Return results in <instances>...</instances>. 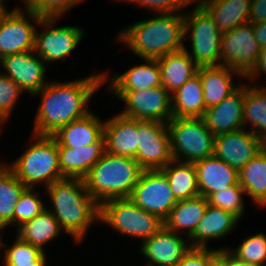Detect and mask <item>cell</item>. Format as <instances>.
Returning a JSON list of instances; mask_svg holds the SVG:
<instances>
[{"mask_svg": "<svg viewBox=\"0 0 266 266\" xmlns=\"http://www.w3.org/2000/svg\"><path fill=\"white\" fill-rule=\"evenodd\" d=\"M219 104L207 108L201 117L214 136L236 131L243 127L245 83Z\"/></svg>", "mask_w": 266, "mask_h": 266, "instance_id": "ac0fdd59", "label": "cell"}, {"mask_svg": "<svg viewBox=\"0 0 266 266\" xmlns=\"http://www.w3.org/2000/svg\"><path fill=\"white\" fill-rule=\"evenodd\" d=\"M251 126L250 130L259 138L266 136V88L250 86L245 83V99L243 127Z\"/></svg>", "mask_w": 266, "mask_h": 266, "instance_id": "836d02e7", "label": "cell"}, {"mask_svg": "<svg viewBox=\"0 0 266 266\" xmlns=\"http://www.w3.org/2000/svg\"><path fill=\"white\" fill-rule=\"evenodd\" d=\"M174 160L194 163L214 155L215 136L202 118H175L168 122Z\"/></svg>", "mask_w": 266, "mask_h": 266, "instance_id": "52a82bcc", "label": "cell"}, {"mask_svg": "<svg viewBox=\"0 0 266 266\" xmlns=\"http://www.w3.org/2000/svg\"><path fill=\"white\" fill-rule=\"evenodd\" d=\"M217 256L216 248H191L176 266H208Z\"/></svg>", "mask_w": 266, "mask_h": 266, "instance_id": "60d3db41", "label": "cell"}, {"mask_svg": "<svg viewBox=\"0 0 266 266\" xmlns=\"http://www.w3.org/2000/svg\"><path fill=\"white\" fill-rule=\"evenodd\" d=\"M161 84L172 95L197 74L198 65L185 49L157 58Z\"/></svg>", "mask_w": 266, "mask_h": 266, "instance_id": "d4e9b609", "label": "cell"}, {"mask_svg": "<svg viewBox=\"0 0 266 266\" xmlns=\"http://www.w3.org/2000/svg\"><path fill=\"white\" fill-rule=\"evenodd\" d=\"M84 0H44L35 10L41 17H61Z\"/></svg>", "mask_w": 266, "mask_h": 266, "instance_id": "b9f144b4", "label": "cell"}, {"mask_svg": "<svg viewBox=\"0 0 266 266\" xmlns=\"http://www.w3.org/2000/svg\"><path fill=\"white\" fill-rule=\"evenodd\" d=\"M142 60L144 64L132 66L124 73L113 75L107 86L109 91L146 90L162 85L157 59Z\"/></svg>", "mask_w": 266, "mask_h": 266, "instance_id": "484cf974", "label": "cell"}, {"mask_svg": "<svg viewBox=\"0 0 266 266\" xmlns=\"http://www.w3.org/2000/svg\"><path fill=\"white\" fill-rule=\"evenodd\" d=\"M34 140L25 152L7 166L26 186L35 188L37 184L48 187L64 179L60 170L57 142L49 135L32 134Z\"/></svg>", "mask_w": 266, "mask_h": 266, "instance_id": "5b68a950", "label": "cell"}, {"mask_svg": "<svg viewBox=\"0 0 266 266\" xmlns=\"http://www.w3.org/2000/svg\"><path fill=\"white\" fill-rule=\"evenodd\" d=\"M116 1L118 2V0H116ZM119 1L126 3L128 0H119Z\"/></svg>", "mask_w": 266, "mask_h": 266, "instance_id": "f5cc1de1", "label": "cell"}, {"mask_svg": "<svg viewBox=\"0 0 266 266\" xmlns=\"http://www.w3.org/2000/svg\"><path fill=\"white\" fill-rule=\"evenodd\" d=\"M3 124H5V122L0 118V132H1V126L3 125Z\"/></svg>", "mask_w": 266, "mask_h": 266, "instance_id": "816d5d0a", "label": "cell"}, {"mask_svg": "<svg viewBox=\"0 0 266 266\" xmlns=\"http://www.w3.org/2000/svg\"><path fill=\"white\" fill-rule=\"evenodd\" d=\"M140 253L148 259L146 266H176L191 249L190 243L165 226L141 241Z\"/></svg>", "mask_w": 266, "mask_h": 266, "instance_id": "2e32d148", "label": "cell"}, {"mask_svg": "<svg viewBox=\"0 0 266 266\" xmlns=\"http://www.w3.org/2000/svg\"><path fill=\"white\" fill-rule=\"evenodd\" d=\"M143 170L134 158L105 151L83 180L88 194L101 205L111 199L129 198Z\"/></svg>", "mask_w": 266, "mask_h": 266, "instance_id": "277c9868", "label": "cell"}, {"mask_svg": "<svg viewBox=\"0 0 266 266\" xmlns=\"http://www.w3.org/2000/svg\"><path fill=\"white\" fill-rule=\"evenodd\" d=\"M239 220L231 212L208 204L203 218L198 222L193 233L187 238L191 248L208 249L209 240H217L229 235L238 225Z\"/></svg>", "mask_w": 266, "mask_h": 266, "instance_id": "44dd1931", "label": "cell"}, {"mask_svg": "<svg viewBox=\"0 0 266 266\" xmlns=\"http://www.w3.org/2000/svg\"><path fill=\"white\" fill-rule=\"evenodd\" d=\"M44 0H22L25 11H35Z\"/></svg>", "mask_w": 266, "mask_h": 266, "instance_id": "7dc6e473", "label": "cell"}, {"mask_svg": "<svg viewBox=\"0 0 266 266\" xmlns=\"http://www.w3.org/2000/svg\"><path fill=\"white\" fill-rule=\"evenodd\" d=\"M230 251L246 262L266 266V234L263 232L252 234Z\"/></svg>", "mask_w": 266, "mask_h": 266, "instance_id": "74e56055", "label": "cell"}, {"mask_svg": "<svg viewBox=\"0 0 266 266\" xmlns=\"http://www.w3.org/2000/svg\"><path fill=\"white\" fill-rule=\"evenodd\" d=\"M253 33L259 47L266 46V22L254 23Z\"/></svg>", "mask_w": 266, "mask_h": 266, "instance_id": "bcb514c9", "label": "cell"}, {"mask_svg": "<svg viewBox=\"0 0 266 266\" xmlns=\"http://www.w3.org/2000/svg\"><path fill=\"white\" fill-rule=\"evenodd\" d=\"M197 73L202 83L206 109L219 104L239 87L233 81L234 76L244 79L239 72L225 65L201 66Z\"/></svg>", "mask_w": 266, "mask_h": 266, "instance_id": "cb8c5ba5", "label": "cell"}, {"mask_svg": "<svg viewBox=\"0 0 266 266\" xmlns=\"http://www.w3.org/2000/svg\"><path fill=\"white\" fill-rule=\"evenodd\" d=\"M205 110L203 87L197 73L172 94V117L201 118Z\"/></svg>", "mask_w": 266, "mask_h": 266, "instance_id": "f1b7e54d", "label": "cell"}, {"mask_svg": "<svg viewBox=\"0 0 266 266\" xmlns=\"http://www.w3.org/2000/svg\"><path fill=\"white\" fill-rule=\"evenodd\" d=\"M244 195H247L246 191L238 184L225 190L211 193L207 200L209 205L231 212L240 219L245 214Z\"/></svg>", "mask_w": 266, "mask_h": 266, "instance_id": "d590c367", "label": "cell"}, {"mask_svg": "<svg viewBox=\"0 0 266 266\" xmlns=\"http://www.w3.org/2000/svg\"><path fill=\"white\" fill-rule=\"evenodd\" d=\"M59 19L60 17H42L38 25L44 30L36 28L34 51L47 65L66 60L84 36L81 27L70 25L55 27L54 24Z\"/></svg>", "mask_w": 266, "mask_h": 266, "instance_id": "9c48e42d", "label": "cell"}, {"mask_svg": "<svg viewBox=\"0 0 266 266\" xmlns=\"http://www.w3.org/2000/svg\"><path fill=\"white\" fill-rule=\"evenodd\" d=\"M156 15L128 25L116 37L118 43L126 45L140 59H157L184 49V13Z\"/></svg>", "mask_w": 266, "mask_h": 266, "instance_id": "7a4b0ae2", "label": "cell"}, {"mask_svg": "<svg viewBox=\"0 0 266 266\" xmlns=\"http://www.w3.org/2000/svg\"><path fill=\"white\" fill-rule=\"evenodd\" d=\"M196 0H128L127 3L135 4L138 7L142 6L153 13H176L185 12L186 6H191Z\"/></svg>", "mask_w": 266, "mask_h": 266, "instance_id": "ab89813d", "label": "cell"}, {"mask_svg": "<svg viewBox=\"0 0 266 266\" xmlns=\"http://www.w3.org/2000/svg\"><path fill=\"white\" fill-rule=\"evenodd\" d=\"M261 73L266 74V46L260 48V52L253 70L244 78V80L258 79Z\"/></svg>", "mask_w": 266, "mask_h": 266, "instance_id": "f6af8a7d", "label": "cell"}, {"mask_svg": "<svg viewBox=\"0 0 266 266\" xmlns=\"http://www.w3.org/2000/svg\"><path fill=\"white\" fill-rule=\"evenodd\" d=\"M105 152L104 136L94 144L77 148L58 146L60 170L64 178L83 179Z\"/></svg>", "mask_w": 266, "mask_h": 266, "instance_id": "603a6c76", "label": "cell"}, {"mask_svg": "<svg viewBox=\"0 0 266 266\" xmlns=\"http://www.w3.org/2000/svg\"><path fill=\"white\" fill-rule=\"evenodd\" d=\"M53 208L46 207L73 241L85 238L91 224L97 223L100 205L91 197L83 179L64 178L46 187Z\"/></svg>", "mask_w": 266, "mask_h": 266, "instance_id": "3957f363", "label": "cell"}, {"mask_svg": "<svg viewBox=\"0 0 266 266\" xmlns=\"http://www.w3.org/2000/svg\"><path fill=\"white\" fill-rule=\"evenodd\" d=\"M145 211L165 220L178 202L166 175L160 170H143L129 197Z\"/></svg>", "mask_w": 266, "mask_h": 266, "instance_id": "4fadbf2b", "label": "cell"}, {"mask_svg": "<svg viewBox=\"0 0 266 266\" xmlns=\"http://www.w3.org/2000/svg\"><path fill=\"white\" fill-rule=\"evenodd\" d=\"M260 152V138L245 128L215 136L214 155L240 171Z\"/></svg>", "mask_w": 266, "mask_h": 266, "instance_id": "e0dca14e", "label": "cell"}, {"mask_svg": "<svg viewBox=\"0 0 266 266\" xmlns=\"http://www.w3.org/2000/svg\"><path fill=\"white\" fill-rule=\"evenodd\" d=\"M99 221L122 235L142 241L164 227V220L137 206L129 198L111 199L100 205Z\"/></svg>", "mask_w": 266, "mask_h": 266, "instance_id": "8992f818", "label": "cell"}, {"mask_svg": "<svg viewBox=\"0 0 266 266\" xmlns=\"http://www.w3.org/2000/svg\"><path fill=\"white\" fill-rule=\"evenodd\" d=\"M35 189L36 188L27 187L15 204L13 225H16L17 228L46 209L45 206L47 205L42 202L43 200H41L38 193L35 192Z\"/></svg>", "mask_w": 266, "mask_h": 266, "instance_id": "8d00e7d4", "label": "cell"}, {"mask_svg": "<svg viewBox=\"0 0 266 266\" xmlns=\"http://www.w3.org/2000/svg\"><path fill=\"white\" fill-rule=\"evenodd\" d=\"M239 184L258 207L266 206V157L261 152L239 171Z\"/></svg>", "mask_w": 266, "mask_h": 266, "instance_id": "d6a6232c", "label": "cell"}, {"mask_svg": "<svg viewBox=\"0 0 266 266\" xmlns=\"http://www.w3.org/2000/svg\"><path fill=\"white\" fill-rule=\"evenodd\" d=\"M89 112L82 118L73 120L69 124L59 128L51 135L57 142V146L77 148L97 143L104 136L105 120Z\"/></svg>", "mask_w": 266, "mask_h": 266, "instance_id": "7402d4cb", "label": "cell"}, {"mask_svg": "<svg viewBox=\"0 0 266 266\" xmlns=\"http://www.w3.org/2000/svg\"><path fill=\"white\" fill-rule=\"evenodd\" d=\"M217 250H218V255L225 261L226 266H263L239 259L227 247L217 248Z\"/></svg>", "mask_w": 266, "mask_h": 266, "instance_id": "ee69618b", "label": "cell"}, {"mask_svg": "<svg viewBox=\"0 0 266 266\" xmlns=\"http://www.w3.org/2000/svg\"><path fill=\"white\" fill-rule=\"evenodd\" d=\"M134 159L144 170L162 169L174 160L167 123L138 120V148Z\"/></svg>", "mask_w": 266, "mask_h": 266, "instance_id": "7c38bea8", "label": "cell"}, {"mask_svg": "<svg viewBox=\"0 0 266 266\" xmlns=\"http://www.w3.org/2000/svg\"><path fill=\"white\" fill-rule=\"evenodd\" d=\"M260 152L266 157V136L260 138Z\"/></svg>", "mask_w": 266, "mask_h": 266, "instance_id": "f907efd6", "label": "cell"}, {"mask_svg": "<svg viewBox=\"0 0 266 266\" xmlns=\"http://www.w3.org/2000/svg\"><path fill=\"white\" fill-rule=\"evenodd\" d=\"M195 3L191 12L184 13L185 39L191 37V50L184 49L199 67L218 66L222 33L208 12Z\"/></svg>", "mask_w": 266, "mask_h": 266, "instance_id": "ba28073f", "label": "cell"}, {"mask_svg": "<svg viewBox=\"0 0 266 266\" xmlns=\"http://www.w3.org/2000/svg\"><path fill=\"white\" fill-rule=\"evenodd\" d=\"M41 18L37 12L17 6L5 16L0 22V60L7 55L34 50L35 32Z\"/></svg>", "mask_w": 266, "mask_h": 266, "instance_id": "5bb4252c", "label": "cell"}, {"mask_svg": "<svg viewBox=\"0 0 266 266\" xmlns=\"http://www.w3.org/2000/svg\"><path fill=\"white\" fill-rule=\"evenodd\" d=\"M6 0H0V22L5 18V16L11 11L7 10V6H5L4 2Z\"/></svg>", "mask_w": 266, "mask_h": 266, "instance_id": "c3c4849f", "label": "cell"}, {"mask_svg": "<svg viewBox=\"0 0 266 266\" xmlns=\"http://www.w3.org/2000/svg\"><path fill=\"white\" fill-rule=\"evenodd\" d=\"M208 266H226L225 261L218 255Z\"/></svg>", "mask_w": 266, "mask_h": 266, "instance_id": "681fc988", "label": "cell"}, {"mask_svg": "<svg viewBox=\"0 0 266 266\" xmlns=\"http://www.w3.org/2000/svg\"><path fill=\"white\" fill-rule=\"evenodd\" d=\"M17 236L45 252L44 246L64 231L54 215L46 208L17 229Z\"/></svg>", "mask_w": 266, "mask_h": 266, "instance_id": "f546056e", "label": "cell"}, {"mask_svg": "<svg viewBox=\"0 0 266 266\" xmlns=\"http://www.w3.org/2000/svg\"><path fill=\"white\" fill-rule=\"evenodd\" d=\"M2 233L0 236V253L3 250L4 266H48L46 252H42L39 248L21 240L18 236L11 247H7L3 243Z\"/></svg>", "mask_w": 266, "mask_h": 266, "instance_id": "e575fe53", "label": "cell"}, {"mask_svg": "<svg viewBox=\"0 0 266 266\" xmlns=\"http://www.w3.org/2000/svg\"><path fill=\"white\" fill-rule=\"evenodd\" d=\"M259 52L252 23L247 22L222 34L220 65L228 66L244 78L253 70Z\"/></svg>", "mask_w": 266, "mask_h": 266, "instance_id": "8fae6325", "label": "cell"}, {"mask_svg": "<svg viewBox=\"0 0 266 266\" xmlns=\"http://www.w3.org/2000/svg\"><path fill=\"white\" fill-rule=\"evenodd\" d=\"M200 195L222 191L239 184V171L215 155L194 162Z\"/></svg>", "mask_w": 266, "mask_h": 266, "instance_id": "ffe728a7", "label": "cell"}, {"mask_svg": "<svg viewBox=\"0 0 266 266\" xmlns=\"http://www.w3.org/2000/svg\"><path fill=\"white\" fill-rule=\"evenodd\" d=\"M160 170L166 175L177 201L200 195L194 163L173 160Z\"/></svg>", "mask_w": 266, "mask_h": 266, "instance_id": "4dcf8cb0", "label": "cell"}, {"mask_svg": "<svg viewBox=\"0 0 266 266\" xmlns=\"http://www.w3.org/2000/svg\"><path fill=\"white\" fill-rule=\"evenodd\" d=\"M248 22H266V0H251Z\"/></svg>", "mask_w": 266, "mask_h": 266, "instance_id": "7bdbcfd3", "label": "cell"}, {"mask_svg": "<svg viewBox=\"0 0 266 266\" xmlns=\"http://www.w3.org/2000/svg\"><path fill=\"white\" fill-rule=\"evenodd\" d=\"M213 18L219 31L227 33L249 19L251 0H196Z\"/></svg>", "mask_w": 266, "mask_h": 266, "instance_id": "4316f807", "label": "cell"}, {"mask_svg": "<svg viewBox=\"0 0 266 266\" xmlns=\"http://www.w3.org/2000/svg\"><path fill=\"white\" fill-rule=\"evenodd\" d=\"M47 66L34 50L7 55L0 60V67L6 71L2 73L31 96L49 83L44 80Z\"/></svg>", "mask_w": 266, "mask_h": 266, "instance_id": "9a60e30c", "label": "cell"}, {"mask_svg": "<svg viewBox=\"0 0 266 266\" xmlns=\"http://www.w3.org/2000/svg\"><path fill=\"white\" fill-rule=\"evenodd\" d=\"M104 139L107 153L134 158L138 148V120L120 113L107 118Z\"/></svg>", "mask_w": 266, "mask_h": 266, "instance_id": "d6986e66", "label": "cell"}, {"mask_svg": "<svg viewBox=\"0 0 266 266\" xmlns=\"http://www.w3.org/2000/svg\"><path fill=\"white\" fill-rule=\"evenodd\" d=\"M124 102L121 115L167 123L172 118V95L162 86L136 91H111Z\"/></svg>", "mask_w": 266, "mask_h": 266, "instance_id": "30bf717a", "label": "cell"}, {"mask_svg": "<svg viewBox=\"0 0 266 266\" xmlns=\"http://www.w3.org/2000/svg\"><path fill=\"white\" fill-rule=\"evenodd\" d=\"M22 92L24 93L17 83L0 72V118L5 123L11 117Z\"/></svg>", "mask_w": 266, "mask_h": 266, "instance_id": "f35d334b", "label": "cell"}, {"mask_svg": "<svg viewBox=\"0 0 266 266\" xmlns=\"http://www.w3.org/2000/svg\"><path fill=\"white\" fill-rule=\"evenodd\" d=\"M207 206L208 200L203 195L180 200L164 220V226L177 234H181L185 230L186 238H188L193 233L198 222L203 218Z\"/></svg>", "mask_w": 266, "mask_h": 266, "instance_id": "83f0119b", "label": "cell"}, {"mask_svg": "<svg viewBox=\"0 0 266 266\" xmlns=\"http://www.w3.org/2000/svg\"><path fill=\"white\" fill-rule=\"evenodd\" d=\"M105 71L67 82H49L33 97L41 96L33 134L53 135L59 128L87 115L89 101L107 81Z\"/></svg>", "mask_w": 266, "mask_h": 266, "instance_id": "6da1fadb", "label": "cell"}, {"mask_svg": "<svg viewBox=\"0 0 266 266\" xmlns=\"http://www.w3.org/2000/svg\"><path fill=\"white\" fill-rule=\"evenodd\" d=\"M27 187L5 162H0V230L13 224L15 204Z\"/></svg>", "mask_w": 266, "mask_h": 266, "instance_id": "1f68e13d", "label": "cell"}]
</instances>
